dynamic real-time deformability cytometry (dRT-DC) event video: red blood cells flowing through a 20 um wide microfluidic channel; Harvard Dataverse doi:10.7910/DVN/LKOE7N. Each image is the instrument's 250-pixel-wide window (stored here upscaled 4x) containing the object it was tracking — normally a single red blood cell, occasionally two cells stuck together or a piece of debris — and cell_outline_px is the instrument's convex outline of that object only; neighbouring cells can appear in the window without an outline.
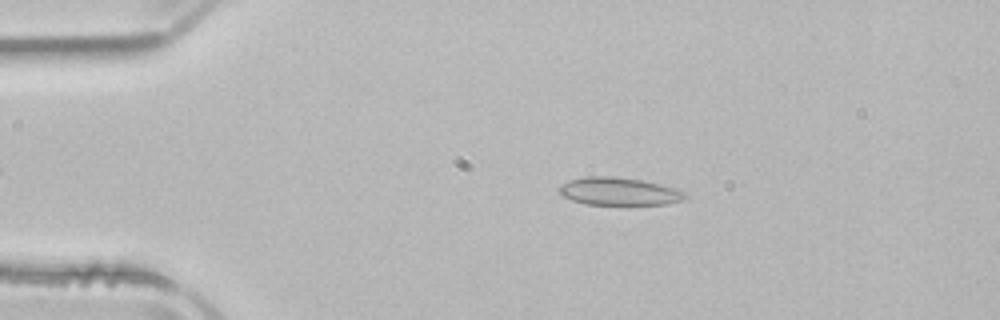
{"species": "common noctule bat (a hibernating species)", "species_latin": "Nyctalus noctula", "temperature_condition": "room temperature", "stored_images_in_passage": 49, "camera_frame_rate_fps": 3000, "um_per_image_px": 0.085, "animal": {"sex": "male", "body_mass_g": 21.5, "forearm_length_mm": 52.0}, "frame": {"image": 1, "passage_image": 8, "time_ms": 2.333, "image_size_px": [1000, 320], "cell_outline_px": [[688, 196], [680, 200], [668, 204], [584, 204], [572, 200], [564, 196], [556, 188], [568, 180], [584, 176], [616, 176], [640, 180], [676, 188]], "centroid_in_image_um": [52.55, 16.25], "position_along_channel_um": 32.4, "area_um2": 20.23}}
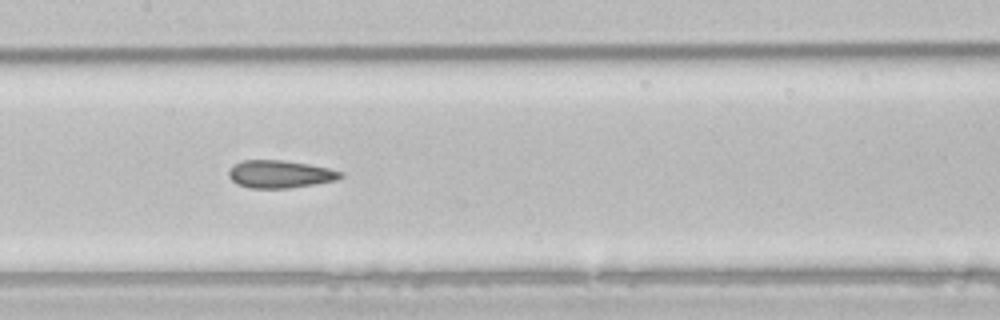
{"frame": {"image": 2, "passage_image": 23, "time_ms": 7.333, "image_size_px": [1000, 320], "cell_outline_px": [[344, 176], [336, 180], [288, 188], [248, 188], [236, 184], [228, 176], [228, 172], [232, 164], [240, 160], [284, 160], [308, 164], [328, 168], [344, 172]], "centroid_in_image_um": [23.76, 14.79], "position_along_channel_um": 183.6, "area_um2": 18.15}}
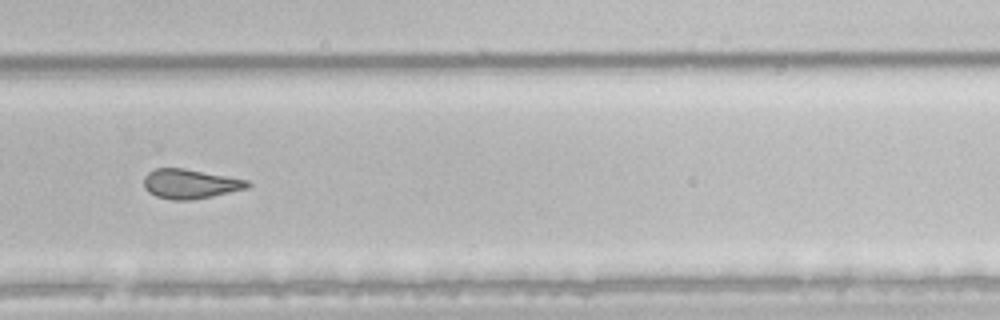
{"frame": {"image": 3, "passage_image": 33, "time_ms": 10.667, "image_size_px": [1000, 320], "cell_outline_px": [[252, 184], [248, 188], [212, 196], [192, 200], [172, 200], [156, 196], [148, 192], [144, 188], [144, 176], [148, 172], [156, 168], [184, 168], [248, 180]], "centroid_in_image_um": [16.15, 15.63], "position_along_channel_um": 313.6, "area_um2": 17.86}, "authors_computed_cell_mechanics": {"area_um2": 19.4208, "velocity_mm_per_s": 3.928, "shape_relaxation_time_tau1_ms": null, "shape_relaxation_time_tau2_ms": 3.167, "deformation_change_tau1": null, "deformation_change_tau2": 0.0927}}